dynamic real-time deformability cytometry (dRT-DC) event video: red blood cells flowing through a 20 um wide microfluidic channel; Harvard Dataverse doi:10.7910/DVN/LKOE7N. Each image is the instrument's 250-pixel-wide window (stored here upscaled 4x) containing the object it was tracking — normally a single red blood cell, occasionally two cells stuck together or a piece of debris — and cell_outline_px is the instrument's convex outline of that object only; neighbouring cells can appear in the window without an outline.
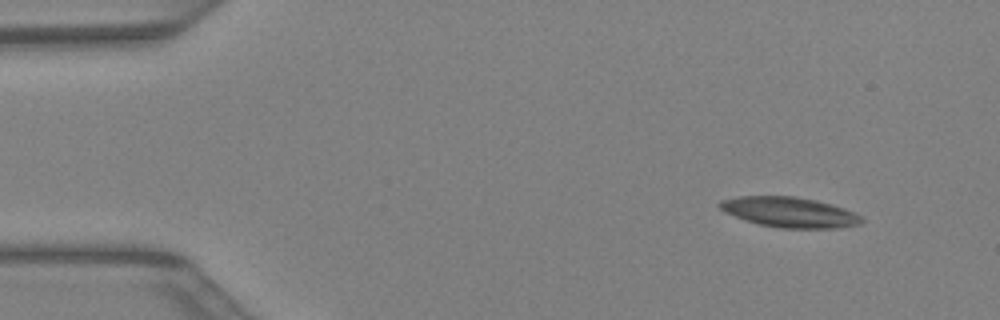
{"species": "Egyptian fruit bat (a non-hibernating species)", "species_latin": "Rousettus aegyptiacus", "temperature_condition": "warm", "stored_images_in_passage": 40, "camera_frame_rate_fps": 3000, "um_per_image_px": 0.085, "animal": {"sex": "female"}, "frame": {"image": 1, "passage_image": 1, "time_ms": 0.0, "image_size_px": [1000, 320], "cell_outline_px": [[864, 220], [860, 224], [836, 228], [780, 228], [760, 224], [724, 212], [716, 204], [720, 200], [740, 196], [792, 196], [816, 200], [832, 204], [844, 208], [860, 216]], "centroid_in_image_um": [67.1, 18.03], "position_along_channel_um": 17.9, "area_um2": 24.8}}
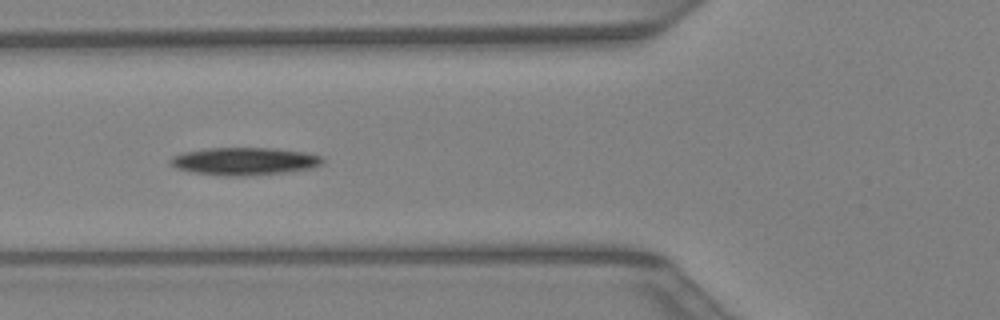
{"frame": {"image": 2, "passage_image": 13, "time_ms": 4.0, "image_size_px": [1000, 320], "cell_outline_px": [[324, 164], [312, 168], [288, 172], [248, 176], [228, 176], [192, 172], [176, 168], [168, 160], [172, 156], [184, 152], [208, 148], [272, 148], [304, 152], [320, 156], [324, 160]], "centroid_in_image_um": [20.79, 13.71], "position_along_channel_um": 105.0, "area_um2": 24.57}}
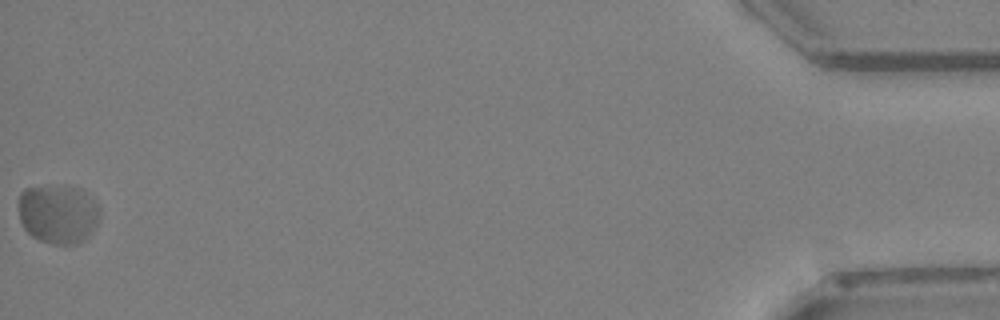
{"frame": {"image": 3, "passage_image": 40, "time_ms": 13.0, "image_size_px": [1000, 320], "cell_outline_px": [[100, 216], [92, 232], [84, 240], [76, 244], [52, 244], [40, 240], [32, 236], [24, 228], [20, 220], [20, 192], [24, 188], [80, 188], [100, 208]], "centroid_in_image_um": [4.95, 18.23], "position_along_channel_um": 430.2, "area_um2": 27.34}}